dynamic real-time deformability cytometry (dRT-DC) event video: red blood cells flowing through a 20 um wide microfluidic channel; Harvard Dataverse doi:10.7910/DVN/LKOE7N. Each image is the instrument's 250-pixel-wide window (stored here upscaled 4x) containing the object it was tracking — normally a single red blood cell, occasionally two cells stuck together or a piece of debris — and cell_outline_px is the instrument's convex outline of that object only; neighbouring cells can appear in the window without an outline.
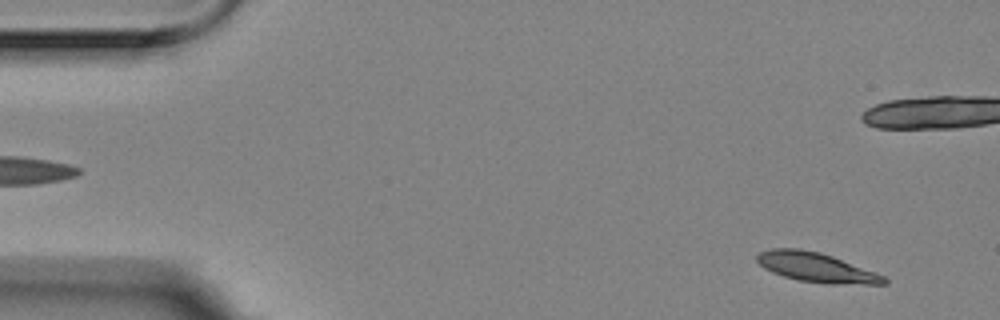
{"species": "Egyptian fruit bat (a non-hibernating species)", "species_latin": "Rousettus aegyptiacus", "temperature_condition": "room temperature", "stored_images_in_passage": 57, "camera_frame_rate_fps": 3000, "um_per_image_px": 0.085, "animal": {"sex": "female"}, "frame": {"image": 1, "passage_image": 4, "time_ms": 1.0, "image_size_px": [1000, 320], "cell_outline_px": [[888, 284], [828, 284], [796, 280], [772, 272], [764, 268], [756, 260], [756, 256], [760, 252], [768, 248], [800, 248], [820, 252], [832, 256], [884, 276], [888, 280]], "centroid_in_image_um": [69.34, 22.73], "position_along_channel_um": 15.7, "area_um2": 21.79}}
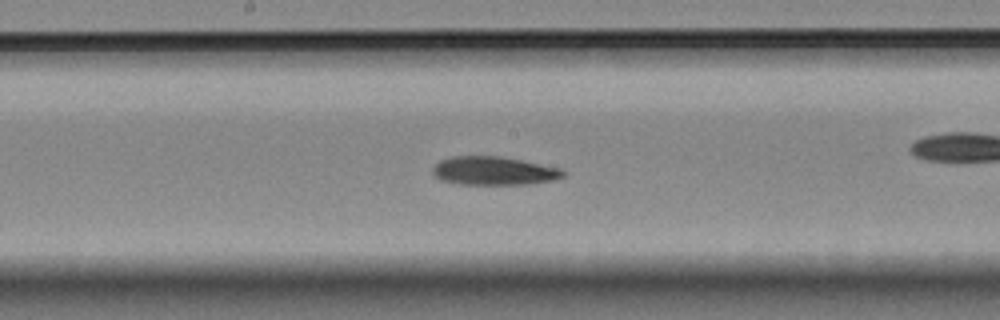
{"frame": {"image": 2, "passage_image": 29, "time_ms": 9.333, "image_size_px": [1000, 320], "cell_outline_px": [[568, 172], [564, 176], [552, 180], [524, 184], [460, 184], [440, 180], [432, 172], [432, 164], [440, 160], [452, 156], [500, 156], [560, 168]], "centroid_in_image_um": [41.93, 14.51], "position_along_channel_um": 206.3, "area_um2": 21.62}}
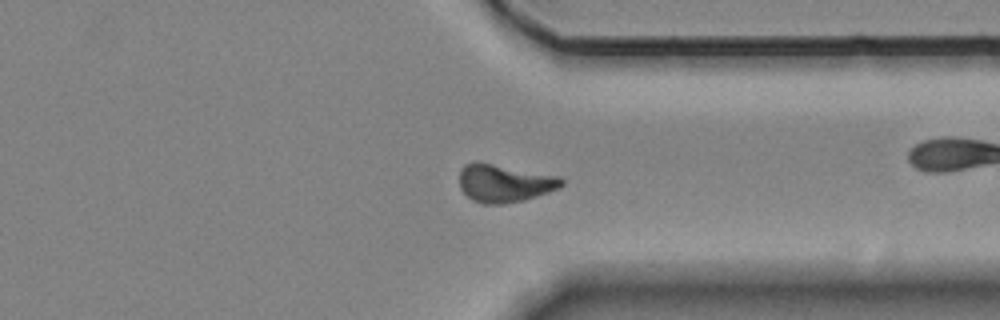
{"frame": {"image": 3, "passage_image": 43, "time_ms": 14.0, "image_size_px": [1000, 320], "cell_outline_px": [[564, 184], [548, 192], [524, 200], [504, 204], [484, 204], [472, 200], [460, 188], [460, 168], [464, 164], [476, 160], [560, 176], [564, 180]], "centroid_in_image_um": [42.85, 15.55], "position_along_channel_um": 368.6, "area_um2": 22.77}, "authors_computed_cell_mechanics": {"area_um2": 21.7328, "velocity_mm_per_s": 3.4923, "shape_relaxation_time_tau1_ms": 6.5206, "shape_relaxation_time_tau2_ms": null, "deformation_change_tau1": 0.1593, "deformation_change_tau2": null}}